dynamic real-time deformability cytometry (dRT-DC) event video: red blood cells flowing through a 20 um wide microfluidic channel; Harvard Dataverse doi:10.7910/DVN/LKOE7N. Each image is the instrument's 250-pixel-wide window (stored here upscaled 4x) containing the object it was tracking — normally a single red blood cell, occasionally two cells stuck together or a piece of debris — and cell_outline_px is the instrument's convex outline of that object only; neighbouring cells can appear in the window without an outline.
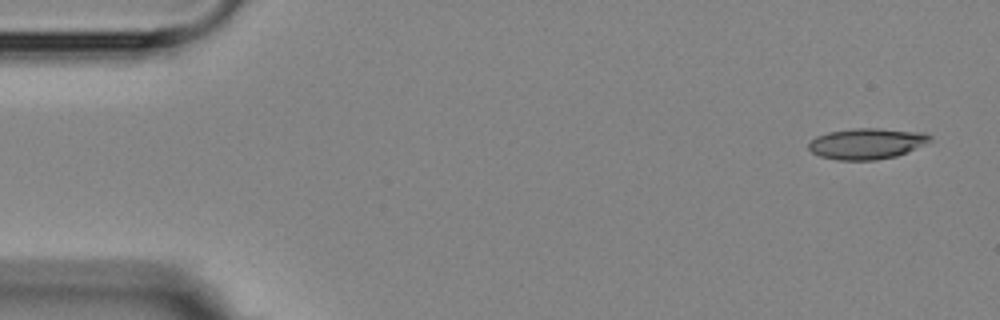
{"species": "Egyptian fruit bat (a non-hibernating species)", "species_latin": "Rousettus aegyptiacus", "temperature_condition": "room temperature", "stored_images_in_passage": 4, "camera_frame_rate_fps": 3000, "um_per_image_px": 0.085, "animal": {"sex": "female"}, "frame": {"image": 1, "passage_image": 1, "time_ms": 0.0, "image_size_px": [1000, 320], "cell_outline_px": [[932, 140], [908, 152], [896, 156], [876, 160], [836, 160], [820, 156], [812, 152], [808, 148], [808, 144], [816, 136], [828, 132], [856, 128], [880, 128], [924, 132], [932, 136]], "centroid_in_image_um": [73.69, 12.2], "position_along_channel_um": 11.3, "area_um2": 21.96}}